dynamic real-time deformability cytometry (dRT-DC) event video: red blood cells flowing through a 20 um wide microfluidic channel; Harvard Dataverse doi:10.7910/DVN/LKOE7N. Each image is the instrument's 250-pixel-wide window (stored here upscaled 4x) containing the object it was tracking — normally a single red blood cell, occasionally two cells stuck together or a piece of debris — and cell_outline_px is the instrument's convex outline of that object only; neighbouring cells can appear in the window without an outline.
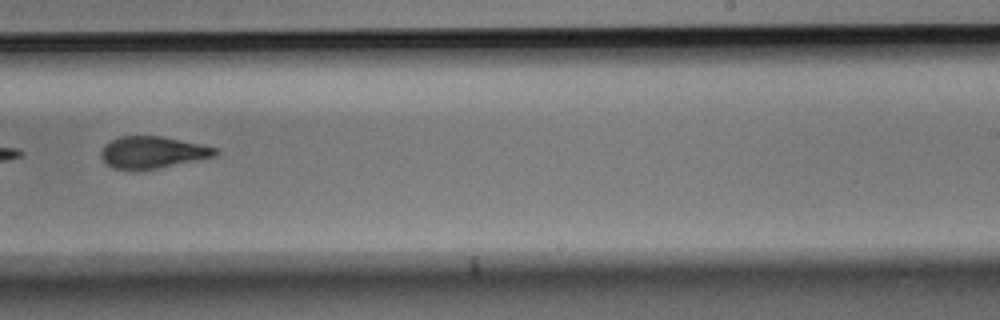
{"species": "Egyptian fruit bat (a non-hibernating species)", "species_latin": "Rousettus aegyptiacus", "temperature_condition": "room temperature", "stored_images_in_passage": 10, "camera_frame_rate_fps": 3000, "um_per_image_px": 0.085, "animal": {"sex": "male"}, "frame": {"image": 1, "passage_image": 10, "time_ms": 3.0, "image_size_px": [1000, 320], "cell_outline_px": [[220, 152], [216, 156], [156, 168], [112, 168], [100, 156], [100, 152], [104, 144], [120, 136], [160, 136], [200, 144], [216, 148]], "centroid_in_image_um": [12.96, 12.92], "position_along_channel_um": 276.0, "area_um2": 20.69}}